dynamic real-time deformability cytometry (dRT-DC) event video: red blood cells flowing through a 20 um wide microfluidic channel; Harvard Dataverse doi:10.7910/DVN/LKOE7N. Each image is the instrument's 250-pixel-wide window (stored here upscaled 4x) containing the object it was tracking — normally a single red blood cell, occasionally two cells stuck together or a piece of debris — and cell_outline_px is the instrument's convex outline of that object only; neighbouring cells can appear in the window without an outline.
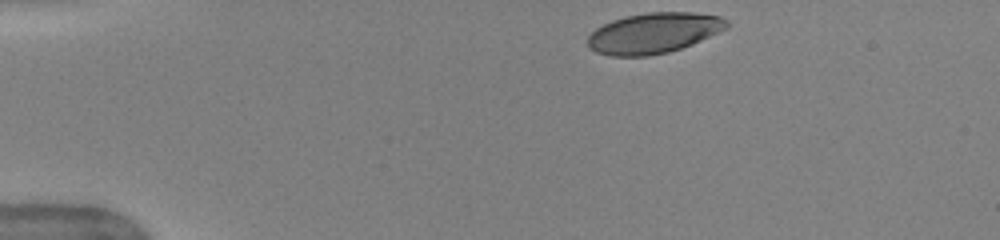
{"species": "human", "species_latin": "Homo sapiens", "temperature_condition": "warm", "stored_images_in_passage": 43, "camera_frame_rate_fps": 3000, "um_per_image_px": 0.085, "donor": {"sex": "female"}, "frame": {"image": 1, "passage_image": 1, "time_ms": 0.0, "image_size_px": [1000, 240], "cell_outline_px": [[728, 28], [692, 44], [668, 52], [648, 56], [612, 56], [596, 52], [588, 48], [588, 36], [596, 28], [612, 20], [624, 16], [648, 12], [692, 12], [720, 16], [728, 20]], "centroid_in_image_um": [55.56, 2.8], "position_along_channel_um": 29.4, "area_um2": 32.89}}
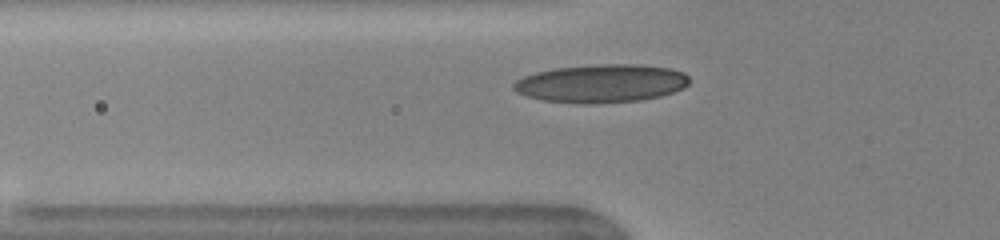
{"frame": {"image": 2, "passage_image": 10, "time_ms": 3.0, "image_size_px": [1000, 240], "cell_outline_px": [[688, 84], [684, 88], [660, 96], [640, 100], [596, 104], [576, 104], [540, 100], [516, 92], [512, 88], [512, 84], [516, 80], [524, 76], [536, 72], [556, 68], [600, 64], [640, 64], [668, 68], [684, 72], [688, 76]], "centroid_in_image_um": [51.09, 7.1], "position_along_channel_um": 74.7, "area_um2": 39.36}}
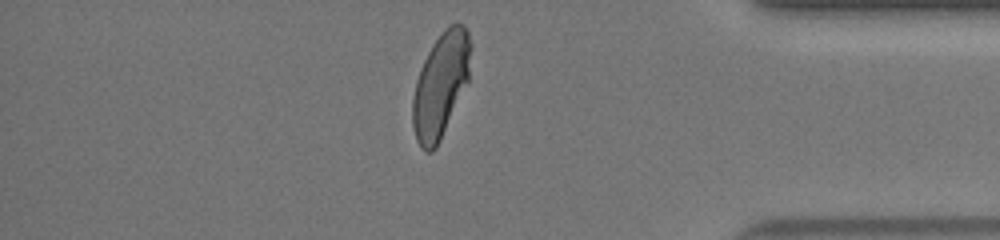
{"frame": {"image": 3, "passage_image": 36, "time_ms": 11.667, "image_size_px": [1000, 240], "cell_outline_px": [[472, 48], [468, 80], [440, 140], [436, 148], [432, 152], [424, 152], [420, 148], [416, 140], [412, 124], [412, 100], [416, 80], [420, 68], [432, 44], [444, 28], [448, 24], [464, 24], [468, 32], [472, 44]], "centroid_in_image_um": [37.45, 7.21], "position_along_channel_um": 397.8, "area_um2": 35.55}, "authors_computed_cell_mechanics": {"area_um2": 35.547, "velocity_mm_per_s": 3.9704, "shape_relaxation_time_tau1_ms": 3.6636, "shape_relaxation_time_tau2_ms": null, "deformation_change_tau1": 0.1772, "deformation_change_tau2": null}}